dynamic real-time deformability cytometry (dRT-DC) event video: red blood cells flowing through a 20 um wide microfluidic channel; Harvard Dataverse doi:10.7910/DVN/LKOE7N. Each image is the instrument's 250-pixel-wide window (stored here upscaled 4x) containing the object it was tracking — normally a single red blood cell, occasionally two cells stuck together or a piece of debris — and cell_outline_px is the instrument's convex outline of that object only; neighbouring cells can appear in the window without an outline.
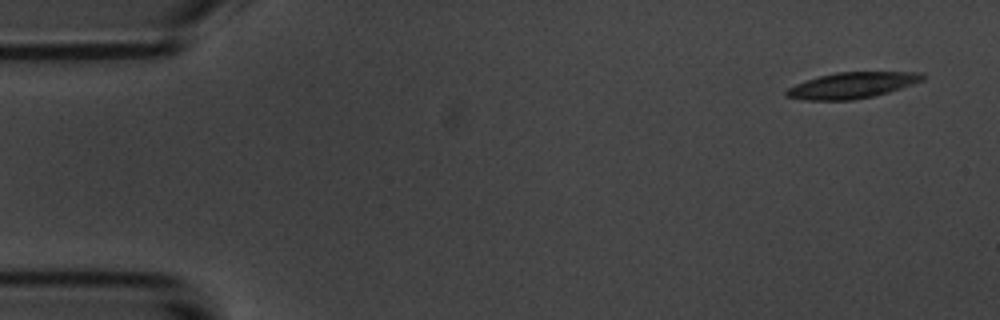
{"species": "common noctule bat (a hibernating species)", "species_latin": "Nyctalus noctula", "temperature_condition": "room temperature", "stored_images_in_passage": 8, "camera_frame_rate_fps": 3000, "um_per_image_px": 0.085, "animal": {"sex": "male", "body_mass_g": 20.1, "forearm_length_mm": 53.5}, "frame": {"image": 1, "passage_image": 1, "time_ms": 0.0, "image_size_px": [1000, 320], "cell_outline_px": [[924, 80], [888, 92], [872, 96], [852, 100], [800, 100], [784, 96], [784, 92], [788, 88], [796, 84], [820, 76], [836, 72], [924, 72]], "centroid_in_image_um": [72.4, 7.25], "position_along_channel_um": 12.6, "area_um2": 20.52}}
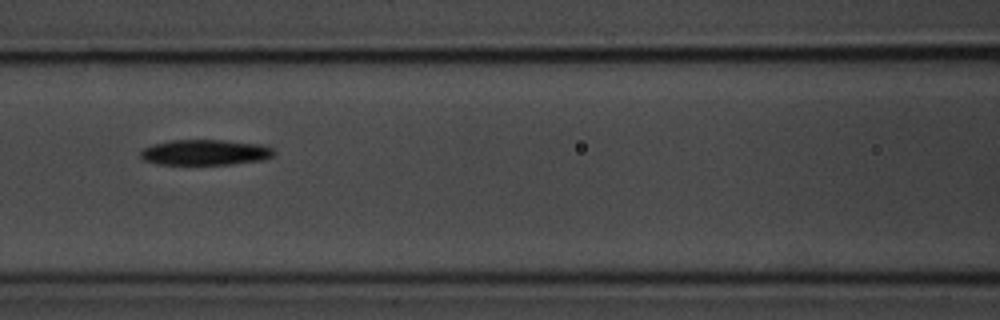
{"frame": {"image": 2, "passage_image": 7, "time_ms": 7.0, "image_size_px": [1000, 320], "cell_outline_px": [[276, 152], [272, 156], [264, 160], [232, 164], [156, 164], [144, 160], [140, 156], [140, 152], [144, 148], [152, 144], [168, 140], [224, 140], [264, 144], [272, 148]], "centroid_in_image_um": [17.46, 12.94], "position_along_channel_um": 149.1, "area_um2": 20.06}}
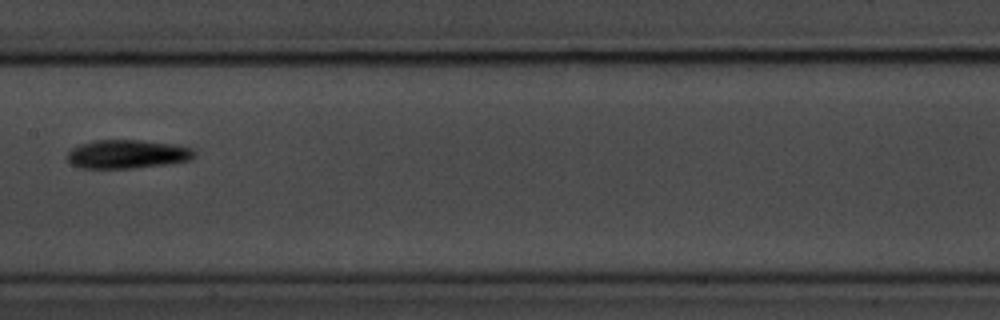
{"frame": {"image": 3, "passage_image": 8, "time_ms": 8.333, "image_size_px": [1000, 320], "cell_outline_px": [[196, 156], [192, 160], [172, 164], [132, 168], [80, 168], [72, 164], [68, 160], [68, 152], [72, 148], [80, 144], [92, 140], [136, 140], [172, 144], [192, 148], [196, 152]], "centroid_in_image_um": [10.86, 13.11], "position_along_channel_um": 196.5, "area_um2": 21.39}}